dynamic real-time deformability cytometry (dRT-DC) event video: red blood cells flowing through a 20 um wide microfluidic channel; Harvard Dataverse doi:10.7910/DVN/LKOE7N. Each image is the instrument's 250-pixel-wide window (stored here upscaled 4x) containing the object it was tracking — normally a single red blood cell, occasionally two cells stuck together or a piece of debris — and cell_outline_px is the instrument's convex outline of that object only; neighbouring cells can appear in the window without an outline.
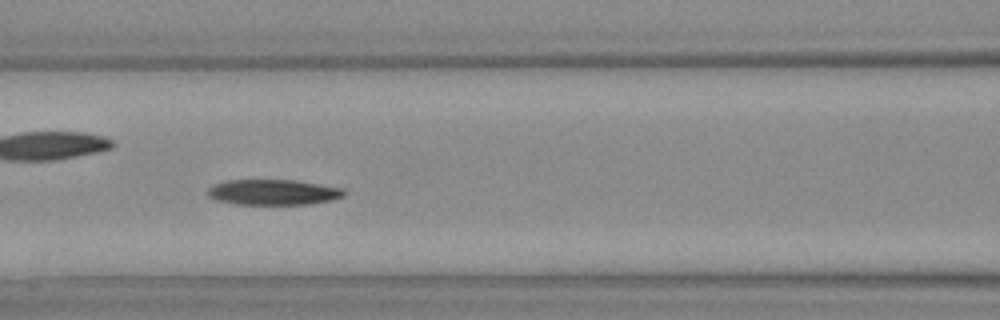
{"species": "Egyptian fruit bat (a non-hibernating species)", "species_latin": "Rousettus aegyptiacus", "temperature_condition": "warm", "stored_images_in_passage": 26, "camera_frame_rate_fps": 3000, "um_per_image_px": 0.085, "animal": {"sex": "female"}, "frame": {"image": 1, "passage_image": 8, "time_ms": 2.333, "image_size_px": [1000, 320], "cell_outline_px": [[344, 196], [332, 200], [308, 204], [236, 204], [216, 200], [208, 196], [208, 188], [216, 184], [228, 180], [296, 180], [344, 188]], "centroid_in_image_um": [23.24, 16.33], "position_along_channel_um": 143.4, "area_um2": 20.17}}
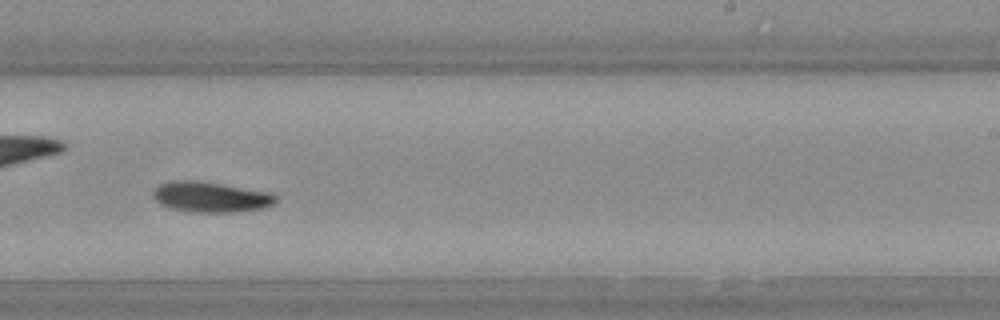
{"frame": {"image": 2, "passage_image": 15, "time_ms": 4.667, "image_size_px": [1000, 320], "cell_outline_px": [[276, 200], [272, 204], [264, 208], [236, 212], [192, 212], [172, 208], [160, 204], [152, 196], [152, 192], [160, 184], [172, 180], [184, 180], [220, 184], [272, 192], [276, 196]], "centroid_in_image_um": [17.91, 16.75], "position_along_channel_um": 271.1, "area_um2": 21.56}}